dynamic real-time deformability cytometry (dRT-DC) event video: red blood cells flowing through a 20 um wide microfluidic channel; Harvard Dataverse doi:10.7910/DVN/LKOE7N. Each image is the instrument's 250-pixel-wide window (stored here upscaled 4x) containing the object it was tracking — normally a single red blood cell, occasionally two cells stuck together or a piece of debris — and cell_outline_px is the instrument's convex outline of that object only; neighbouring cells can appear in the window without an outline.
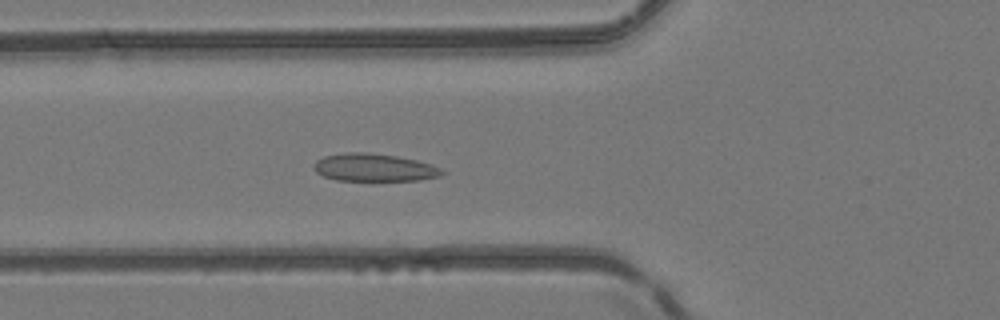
{"species": "common noctule bat (a hibernating species)", "species_latin": "Nyctalus noctula", "temperature_condition": "room temperature", "stored_images_in_passage": 50, "camera_frame_rate_fps": 3000, "um_per_image_px": 0.085, "animal": {"sex": "female", "body_mass_g": 24.6, "forearm_length_mm": 56.2}, "frame": {"image": 1, "passage_image": 19, "time_ms": 6.0, "image_size_px": [1000, 320], "cell_outline_px": [[444, 172], [440, 176], [420, 180], [336, 180], [324, 176], [316, 172], [316, 160], [324, 156], [348, 152], [364, 152], [396, 156], [416, 160], [432, 164], [440, 168]], "centroid_in_image_um": [31.83, 14.24], "position_along_channel_um": 94.0, "area_um2": 20.4}}
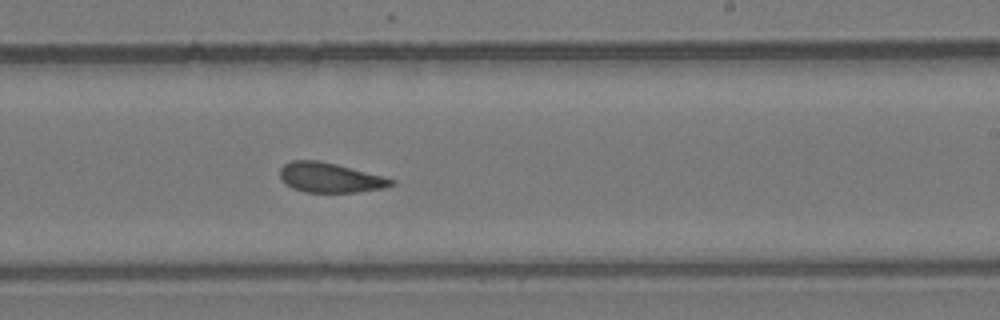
{"frame": {"image": 2, "passage_image": 31, "time_ms": 10.0, "image_size_px": [1000, 320], "cell_outline_px": [[396, 184], [384, 188], [356, 192], [304, 192], [292, 188], [280, 176], [280, 168], [284, 164], [292, 160], [316, 160], [336, 164], [384, 176], [396, 180]], "centroid_in_image_um": [28.09, 15.1], "position_along_channel_um": 260.9, "area_um2": 19.25}}
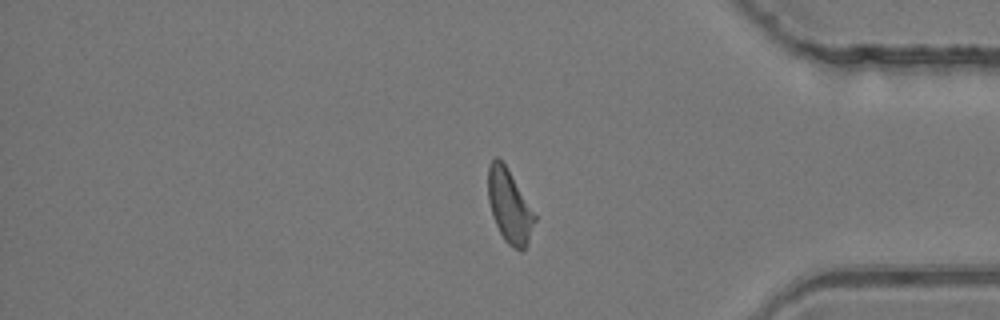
{"frame": {"image": 3, "passage_image": 42, "time_ms": 13.667, "image_size_px": [1000, 320], "cell_outline_px": [[536, 220], [528, 244], [520, 252], [512, 248], [504, 240], [492, 216], [488, 200], [488, 164], [496, 156], [504, 164], [536, 216]], "centroid_in_image_um": [43.29, 17.58], "position_along_channel_um": 391.9, "area_um2": 19.65}, "authors_computed_cell_mechanics": {"area_um2": 20.2011, "velocity_mm_per_s": 4.1645, "shape_relaxation_time_tau1_ms": 10.5092, "shape_relaxation_time_tau2_ms": 3.2295, "deformation_change_tau1": 0.17, "deformation_change_tau2": 0.0654}}